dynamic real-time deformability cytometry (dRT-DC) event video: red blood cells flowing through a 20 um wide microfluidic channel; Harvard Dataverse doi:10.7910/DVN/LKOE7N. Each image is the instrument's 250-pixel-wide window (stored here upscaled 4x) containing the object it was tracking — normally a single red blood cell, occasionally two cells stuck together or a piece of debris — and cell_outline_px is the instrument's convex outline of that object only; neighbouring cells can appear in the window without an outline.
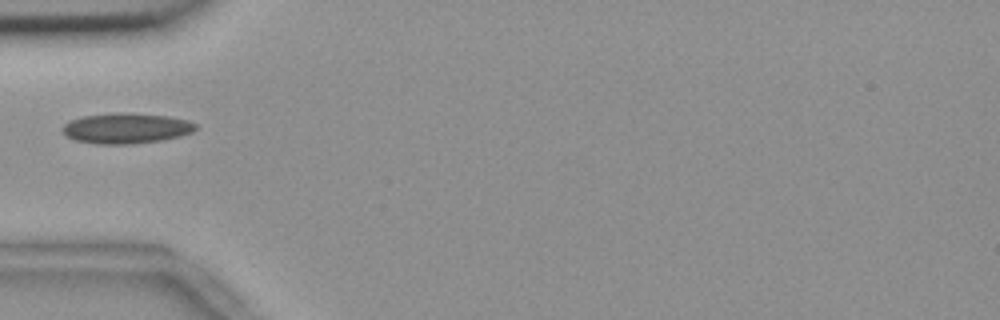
{"species": "common noctule bat (a hibernating species)", "species_latin": "Nyctalus noctula", "temperature_condition": "room temperature", "stored_images_in_passage": 4, "camera_frame_rate_fps": 3000, "um_per_image_px": 0.085, "animal": {"sex": "female", "body_mass_g": 18.4}, "frame": {"image": 1, "passage_image": 1, "time_ms": 0.0, "image_size_px": [1000, 320], "cell_outline_px": [[196, 128], [192, 132], [180, 136], [160, 140], [132, 144], [96, 144], [76, 140], [68, 136], [64, 132], [64, 124], [72, 120], [84, 116], [120, 112], [168, 116], [188, 120], [196, 124]], "centroid_in_image_um": [10.76, 10.9], "position_along_channel_um": 74.2, "area_um2": 23.29}}